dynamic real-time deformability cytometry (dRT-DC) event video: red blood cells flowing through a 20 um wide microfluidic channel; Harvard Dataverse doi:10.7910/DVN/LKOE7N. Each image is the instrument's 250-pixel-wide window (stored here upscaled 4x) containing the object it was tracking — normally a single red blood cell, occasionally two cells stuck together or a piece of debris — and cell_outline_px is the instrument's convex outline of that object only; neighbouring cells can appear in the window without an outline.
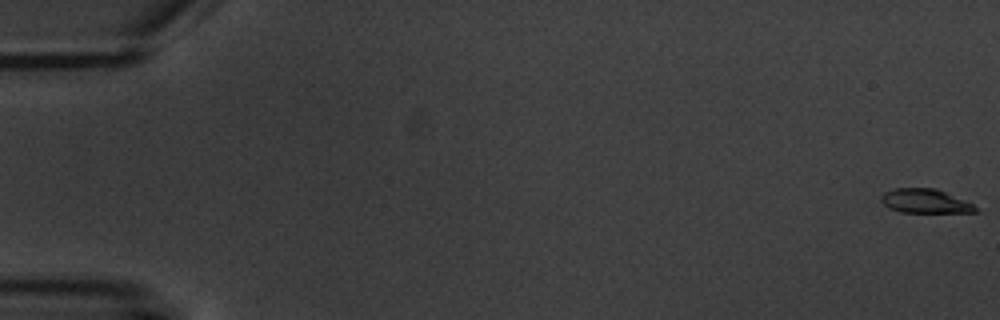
{"species": "common noctule bat (a hibernating species)", "species_latin": "Nyctalus noctula", "temperature_condition": "warm", "stored_images_in_passage": 5, "camera_frame_rate_fps": 3000, "um_per_image_px": 0.085, "animal": {"sex": "male", "body_mass_g": 20.1, "forearm_length_mm": 53.5}, "frame": {"image": 1, "passage_image": 1, "time_ms": 0.0, "image_size_px": [1000, 320], "cell_outline_px": [[980, 212], [900, 212], [888, 208], [880, 200], [880, 196], [884, 192], [896, 188], [932, 188], [944, 192], [972, 204]], "centroid_in_image_um": [78.57, 17.1], "position_along_channel_um": 6.4, "area_um2": 13.01}}
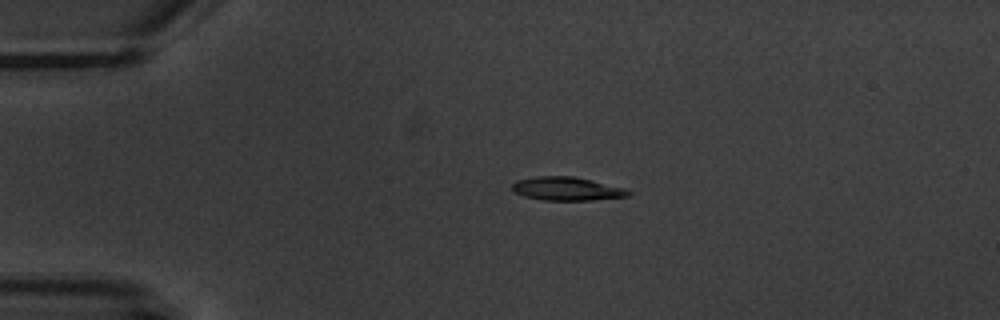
{"frame": {"image": 2, "passage_image": 4, "time_ms": 4.333, "image_size_px": [1000, 320], "cell_outline_px": [[632, 192], [628, 196], [592, 200], [544, 200], [524, 196], [516, 192], [512, 188], [512, 184], [516, 180], [536, 176], [572, 176], [592, 180], [628, 188]], "centroid_in_image_um": [48.22, 16.04], "position_along_channel_um": 36.8, "area_um2": 15.95}}